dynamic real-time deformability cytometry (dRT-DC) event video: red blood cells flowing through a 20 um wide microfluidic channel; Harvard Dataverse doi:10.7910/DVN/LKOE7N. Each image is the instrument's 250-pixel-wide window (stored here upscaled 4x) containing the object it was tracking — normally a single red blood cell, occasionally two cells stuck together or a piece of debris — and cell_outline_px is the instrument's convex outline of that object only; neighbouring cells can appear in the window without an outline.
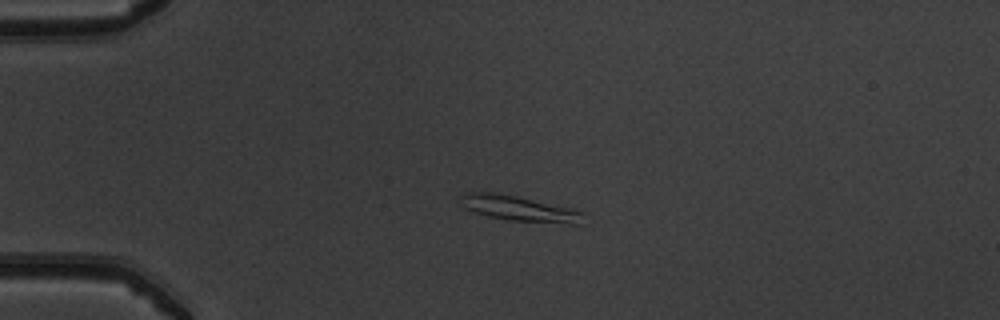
{"species": "common noctule bat (a hibernating species)", "species_latin": "Nyctalus noctula", "temperature_condition": "warm", "stored_images_in_passage": 41, "camera_frame_rate_fps": 3000, "um_per_image_px": 0.085, "animal": {"sex": "male", "body_mass_g": 19.5, "forearm_length_mm": 54.6}, "frame": {"image": 1, "passage_image": 1, "time_ms": 0.0, "image_size_px": [1000, 320], "cell_outline_px": [[584, 212], [580, 224], [572, 224], [508, 220], [488, 216], [464, 208], [460, 196], [464, 192], [492, 192], [516, 196], [576, 208]], "centroid_in_image_um": [44.18, 17.72], "position_along_channel_um": 40.8, "area_um2": 18.21}}
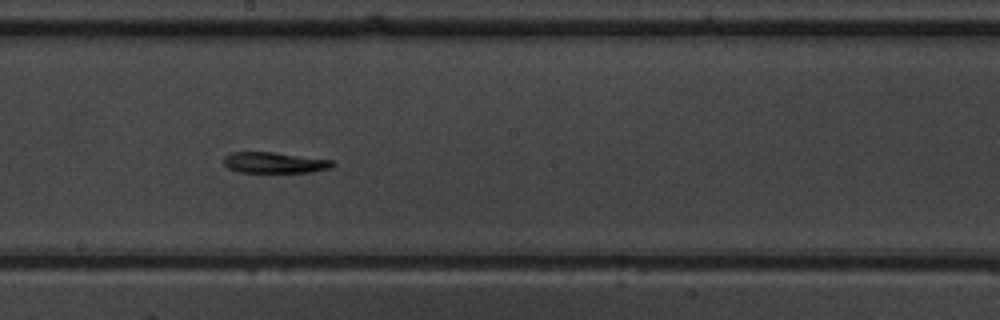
{"frame": {"image": 2, "passage_image": 18, "time_ms": 5.667, "image_size_px": [1000, 320], "cell_outline_px": [[336, 164], [332, 168], [312, 172], [240, 172], [228, 168], [224, 164], [224, 156], [228, 152], [272, 152], [332, 160]], "centroid_in_image_um": [23.33, 13.82], "position_along_channel_um": 224.9, "area_um2": 13.29}}
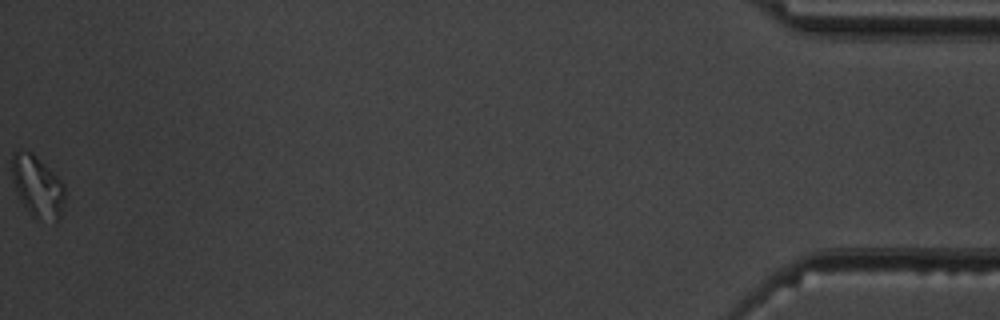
{"frame": {"image": 3, "passage_image": 41, "time_ms": 13.333, "image_size_px": [1000, 320], "cell_outline_px": [[64, 200], [60, 216], [56, 224], [32, 216], [20, 200], [12, 180], [12, 152], [32, 152], [64, 184]], "centroid_in_image_um": [3.19, 15.89], "position_along_channel_um": 432.0, "area_um2": 18.73}}